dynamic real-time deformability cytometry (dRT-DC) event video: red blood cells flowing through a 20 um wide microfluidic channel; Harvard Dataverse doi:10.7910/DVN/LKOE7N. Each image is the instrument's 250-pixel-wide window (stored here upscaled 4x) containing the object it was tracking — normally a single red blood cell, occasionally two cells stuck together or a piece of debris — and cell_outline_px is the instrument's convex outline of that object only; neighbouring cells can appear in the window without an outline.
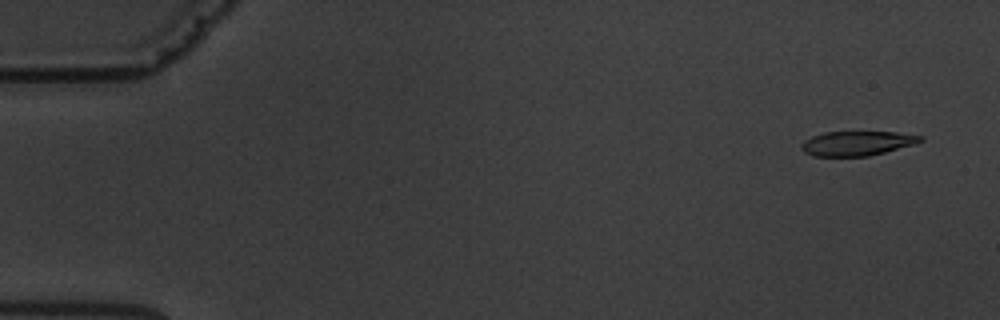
{"species": "common noctule bat (a hibernating species)", "species_latin": "Nyctalus noctula", "temperature_condition": "warm", "stored_images_in_passage": 5, "camera_frame_rate_fps": 3000, "um_per_image_px": 0.085, "animal": {"sex": "male", "body_mass_g": 19.5, "forearm_length_mm": 54.6}, "frame": {"image": 1, "passage_image": 1, "time_ms": 0.0, "image_size_px": [1000, 320], "cell_outline_px": [[924, 140], [916, 144], [868, 156], [812, 156], [804, 152], [800, 148], [800, 144], [804, 140], [812, 136], [824, 132], [896, 132], [924, 136]], "centroid_in_image_um": [72.84, 12.18], "position_along_channel_um": 12.2, "area_um2": 17.11}}
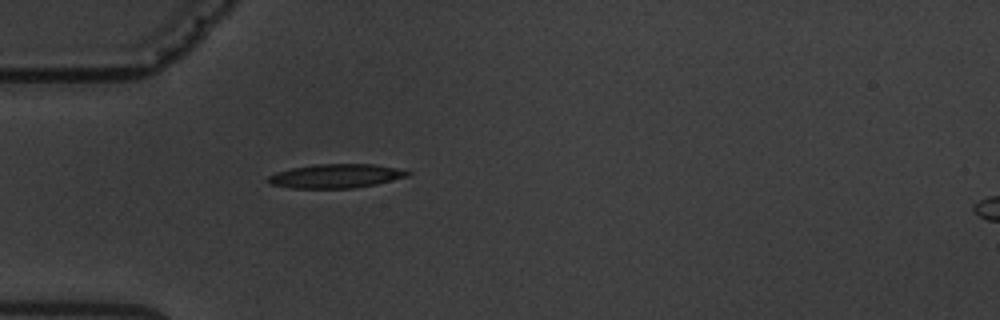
{"frame": {"image": 2, "passage_image": 5, "time_ms": 4.667, "image_size_px": [1000, 320], "cell_outline_px": [[412, 172], [408, 176], [376, 184], [352, 188], [292, 188], [268, 184], [264, 180], [268, 176], [276, 172], [292, 168], [316, 164], [372, 164], [396, 168]], "centroid_in_image_um": [28.49, 14.96], "position_along_channel_um": 56.5, "area_um2": 19.48}}